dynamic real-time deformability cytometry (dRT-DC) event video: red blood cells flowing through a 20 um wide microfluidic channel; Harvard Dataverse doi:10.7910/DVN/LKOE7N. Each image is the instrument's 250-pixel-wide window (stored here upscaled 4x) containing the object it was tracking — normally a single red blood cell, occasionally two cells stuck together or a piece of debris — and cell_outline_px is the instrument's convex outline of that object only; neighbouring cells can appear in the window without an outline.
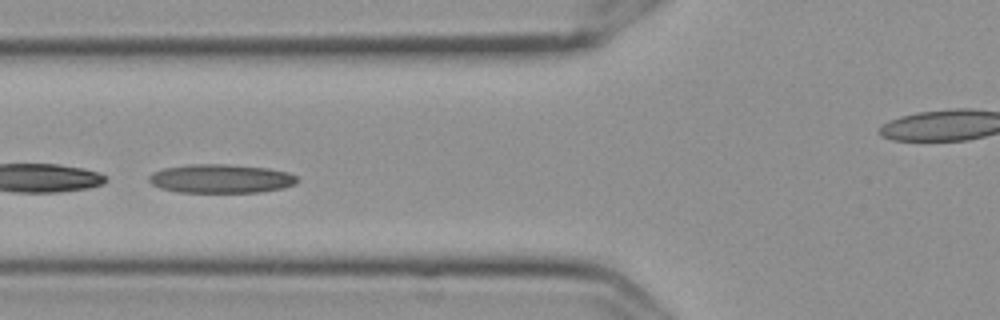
{"species": "Egyptian fruit bat (a non-hibernating species)", "species_latin": "Rousettus aegyptiacus", "temperature_condition": "cold", "stored_images_in_passage": 28, "camera_frame_rate_fps": 3000, "um_per_image_px": 0.085, "frame": {"image": 1, "passage_image": 5, "time_ms": 1.333, "image_size_px": [1000, 320], "cell_outline_px": [[300, 180], [296, 184], [284, 188], [260, 192], [180, 192], [160, 188], [152, 184], [148, 180], [148, 176], [152, 172], [164, 168], [188, 164], [228, 164], [268, 168], [288, 172], [296, 176]], "centroid_in_image_um": [18.79, 15.18], "position_along_channel_um": 107.0, "area_um2": 25.09}, "authors_computed_cell_mechanics": {"area_um2": 24.0737, "velocity_mm_per_s": 3.5636, "shape_relaxation_time_tau1_ms": 8.3328, "shape_relaxation_time_tau2_ms": 3.7464, "deformation_change_tau1": 0.1576, "deformation_change_tau2": 0.1005}}